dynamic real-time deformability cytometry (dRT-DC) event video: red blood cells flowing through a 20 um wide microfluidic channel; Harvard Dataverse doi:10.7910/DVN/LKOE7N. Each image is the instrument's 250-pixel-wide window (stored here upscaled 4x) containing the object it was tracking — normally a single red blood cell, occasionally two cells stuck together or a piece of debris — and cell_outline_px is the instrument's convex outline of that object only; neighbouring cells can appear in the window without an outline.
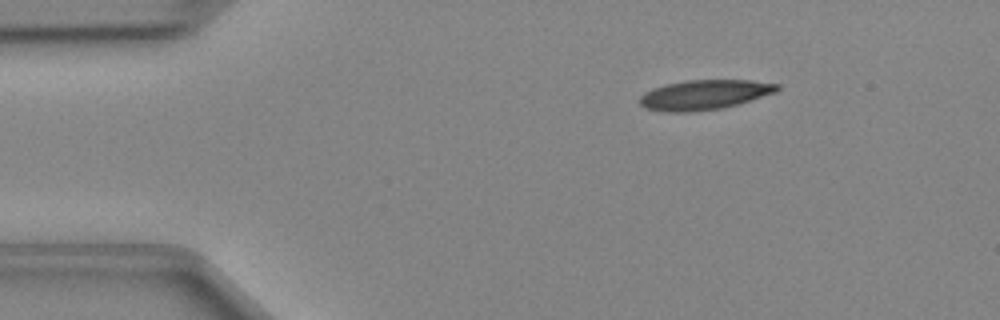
{"species": "Egyptian fruit bat (a non-hibernating species)", "species_latin": "Rousettus aegyptiacus", "temperature_condition": "cold", "stored_images_in_passage": 41, "camera_frame_rate_fps": 3000, "um_per_image_px": 0.085, "animal": {"sex": "female"}, "frame": {"image": 1, "passage_image": 1, "time_ms": 0.0, "image_size_px": [1000, 320], "cell_outline_px": [[780, 88], [776, 92], [736, 104], [720, 108], [688, 112], [672, 112], [648, 108], [640, 104], [640, 96], [644, 92], [652, 88], [664, 84], [684, 80], [752, 80], [780, 84]], "centroid_in_image_um": [59.87, 8.03], "position_along_channel_um": 25.1, "area_um2": 23.64}}
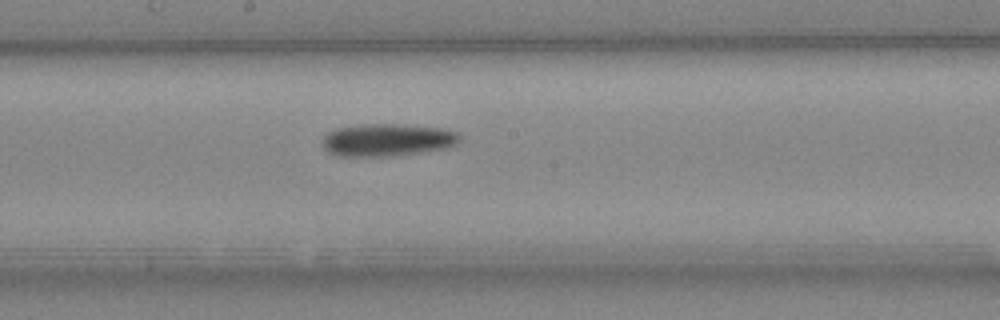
{"frame": {"image": 2, "passage_image": 19, "time_ms": 6.0, "image_size_px": [1000, 320], "cell_outline_px": [[460, 140], [456, 144], [444, 148], [420, 152], [392, 156], [336, 156], [328, 152], [320, 144], [320, 140], [328, 132], [336, 128], [360, 124], [396, 124], [440, 128], [456, 132], [460, 136]], "centroid_in_image_um": [32.84, 11.89], "position_along_channel_um": 215.4, "area_um2": 26.07}}
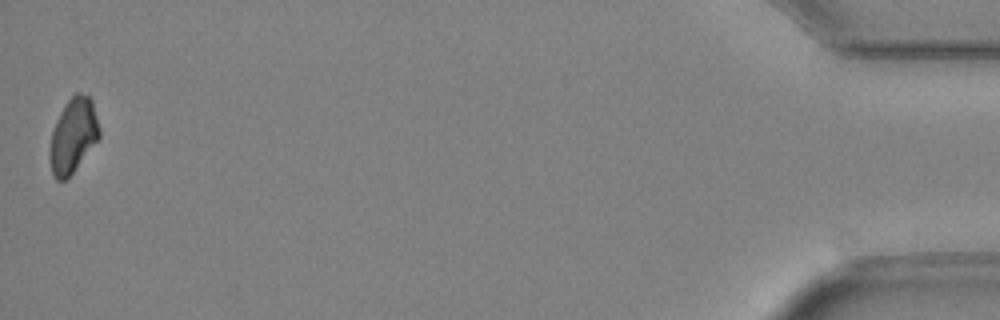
{"frame": {"image": 3, "passage_image": 41, "time_ms": 13.333, "image_size_px": [1000, 320], "cell_outline_px": [[100, 136], [72, 172], [64, 180], [56, 180], [52, 172], [52, 132], [56, 120], [64, 104], [76, 92], [80, 92], [88, 96], [92, 100], [100, 128]], "centroid_in_image_um": [6.25, 11.44], "position_along_channel_um": 428.9, "area_um2": 20.69}}